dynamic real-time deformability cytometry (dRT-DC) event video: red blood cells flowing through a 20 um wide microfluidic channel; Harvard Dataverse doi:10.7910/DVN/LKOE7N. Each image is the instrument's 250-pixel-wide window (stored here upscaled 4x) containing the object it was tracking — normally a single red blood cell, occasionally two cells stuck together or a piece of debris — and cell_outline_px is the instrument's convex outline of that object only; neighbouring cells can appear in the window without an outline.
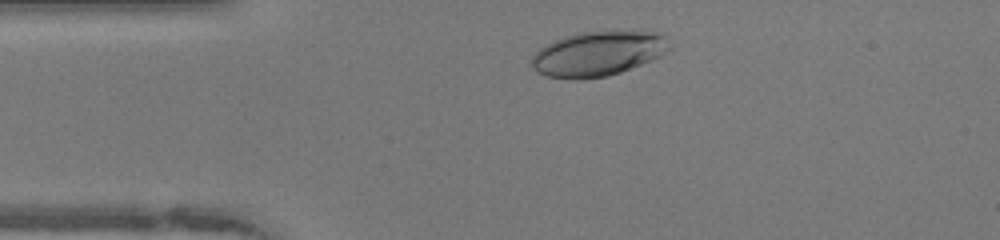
{"species": "human", "species_latin": "Homo sapiens", "temperature_condition": "warm", "stored_images_in_passage": 34, "camera_frame_rate_fps": 3000, "um_per_image_px": 0.085, "donor": {"sex": "female"}, "frame": {"image": 1, "passage_image": 4, "time_ms": 1.0, "image_size_px": [1000, 240], "cell_outline_px": [[672, 48], [660, 56], [620, 72], [608, 76], [580, 80], [576, 80], [548, 76], [532, 68], [528, 60], [540, 48], [552, 40], [564, 36], [580, 32], [632, 28], [644, 28], [664, 32]], "centroid_in_image_um": [50.9, 4.49], "position_along_channel_um": 34.1, "area_um2": 37.4}}
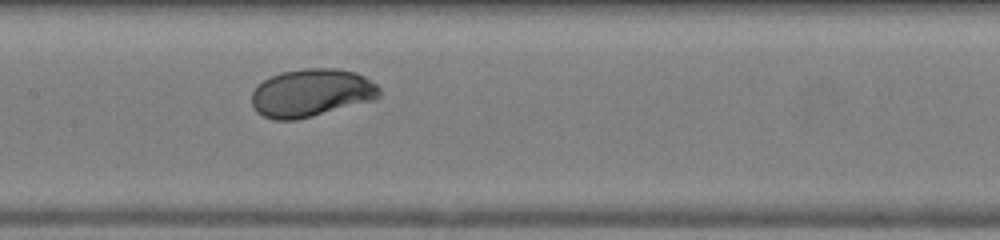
{"frame": {"image": 2, "passage_image": 17, "time_ms": 5.333, "image_size_px": [1000, 240], "cell_outline_px": [[380, 96], [372, 100], [312, 116], [296, 120], [276, 120], [264, 116], [256, 112], [252, 104], [252, 92], [264, 80], [280, 72], [304, 68], [336, 68], [356, 72], [364, 76], [376, 84], [380, 88]], "centroid_in_image_um": [26.46, 7.88], "position_along_channel_um": 180.9, "area_um2": 35.49}}
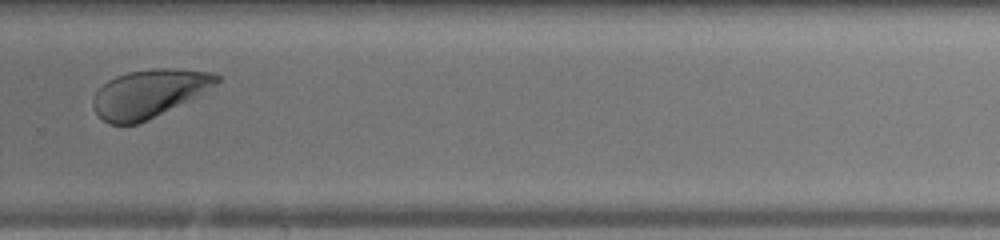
{"frame": {"image": 3, "passage_image": 27, "time_ms": 8.667, "image_size_px": [1000, 240], "cell_outline_px": [[220, 80], [216, 84], [188, 100], [140, 124], [108, 124], [96, 112], [92, 104], [92, 100], [96, 92], [108, 80], [116, 76], [128, 72], [152, 68], [176, 68], [212, 72], [220, 76]], "centroid_in_image_um": [12.65, 7.94], "position_along_channel_um": 317.2, "area_um2": 34.28}, "authors_computed_cell_mechanics": {"area_um2": 35.2291, "velocity_mm_per_s": 4.1059, "shape_relaxation_time_tau1_ms": 2.2796, "shape_relaxation_time_tau2_ms": null, "deformation_change_tau1": 0.1382, "deformation_change_tau2": null}}